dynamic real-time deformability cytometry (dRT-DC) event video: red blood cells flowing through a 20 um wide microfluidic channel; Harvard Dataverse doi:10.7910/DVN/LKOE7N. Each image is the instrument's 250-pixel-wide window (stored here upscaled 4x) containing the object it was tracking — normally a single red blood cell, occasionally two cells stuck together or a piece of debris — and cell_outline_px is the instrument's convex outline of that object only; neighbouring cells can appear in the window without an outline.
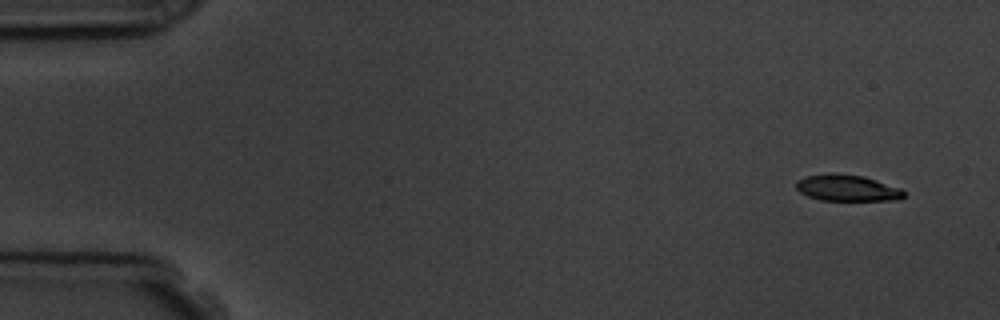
{"species": "common noctule bat (a hibernating species)", "species_latin": "Nyctalus noctula", "temperature_condition": "room temperature", "stored_images_in_passage": 5, "camera_frame_rate_fps": 3000, "um_per_image_px": 0.085, "animal": {"sex": "male", "body_mass_g": 19.5, "forearm_length_mm": 54.6}, "frame": {"image": 1, "passage_image": 1, "time_ms": 0.0, "image_size_px": [1000, 320], "cell_outline_px": [[904, 196], [900, 200], [820, 200], [808, 196], [800, 192], [796, 188], [796, 180], [808, 176], [864, 176], [900, 188], [904, 192]], "centroid_in_image_um": [72.05, 16.03], "position_along_channel_um": 12.9, "area_um2": 15.72}}
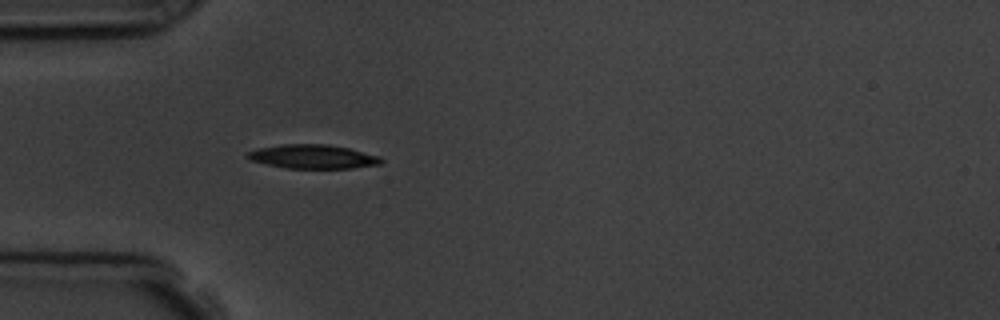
{"frame": {"image": 2, "passage_image": 5, "time_ms": 4.333, "image_size_px": [1000, 320], "cell_outline_px": [[384, 160], [380, 164], [352, 168], [288, 168], [268, 164], [252, 160], [244, 156], [244, 152], [260, 148], [284, 144], [328, 144], [348, 148], [380, 156]], "centroid_in_image_um": [26.6, 13.31], "position_along_channel_um": 58.4, "area_um2": 18.55}}